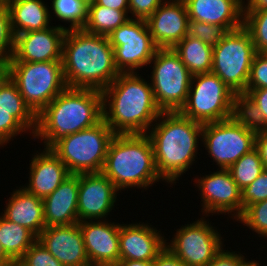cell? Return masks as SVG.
I'll use <instances>...</instances> for the list:
<instances>
[{"mask_svg":"<svg viewBox=\"0 0 267 266\" xmlns=\"http://www.w3.org/2000/svg\"><path fill=\"white\" fill-rule=\"evenodd\" d=\"M62 67L68 88L103 91L119 75L107 36L67 29L62 44Z\"/></svg>","mask_w":267,"mask_h":266,"instance_id":"1","label":"cell"},{"mask_svg":"<svg viewBox=\"0 0 267 266\" xmlns=\"http://www.w3.org/2000/svg\"><path fill=\"white\" fill-rule=\"evenodd\" d=\"M102 96L103 120L115 134H147L162 113L151 84L136 72L119 73Z\"/></svg>","mask_w":267,"mask_h":266,"instance_id":"2","label":"cell"},{"mask_svg":"<svg viewBox=\"0 0 267 266\" xmlns=\"http://www.w3.org/2000/svg\"><path fill=\"white\" fill-rule=\"evenodd\" d=\"M102 119V91L67 87L37 115L34 139L42 138L44 149H51L62 138Z\"/></svg>","mask_w":267,"mask_h":266,"instance_id":"3","label":"cell"},{"mask_svg":"<svg viewBox=\"0 0 267 266\" xmlns=\"http://www.w3.org/2000/svg\"><path fill=\"white\" fill-rule=\"evenodd\" d=\"M157 120L159 122L152 125L147 134L153 147L155 167L161 179L174 183L195 161L203 124L179 111L162 112Z\"/></svg>","mask_w":267,"mask_h":266,"instance_id":"4","label":"cell"},{"mask_svg":"<svg viewBox=\"0 0 267 266\" xmlns=\"http://www.w3.org/2000/svg\"><path fill=\"white\" fill-rule=\"evenodd\" d=\"M102 173L118 191L128 187L146 189L158 182L161 178L147 134H115L108 146Z\"/></svg>","mask_w":267,"mask_h":266,"instance_id":"5","label":"cell"},{"mask_svg":"<svg viewBox=\"0 0 267 266\" xmlns=\"http://www.w3.org/2000/svg\"><path fill=\"white\" fill-rule=\"evenodd\" d=\"M179 112L201 124L223 121L240 112V99L216 74H195Z\"/></svg>","mask_w":267,"mask_h":266,"instance_id":"6","label":"cell"},{"mask_svg":"<svg viewBox=\"0 0 267 266\" xmlns=\"http://www.w3.org/2000/svg\"><path fill=\"white\" fill-rule=\"evenodd\" d=\"M115 133L102 119L98 124L70 134L51 149L70 174L101 173Z\"/></svg>","mask_w":267,"mask_h":266,"instance_id":"7","label":"cell"},{"mask_svg":"<svg viewBox=\"0 0 267 266\" xmlns=\"http://www.w3.org/2000/svg\"><path fill=\"white\" fill-rule=\"evenodd\" d=\"M8 76L36 115L67 88L62 61H9Z\"/></svg>","mask_w":267,"mask_h":266,"instance_id":"8","label":"cell"},{"mask_svg":"<svg viewBox=\"0 0 267 266\" xmlns=\"http://www.w3.org/2000/svg\"><path fill=\"white\" fill-rule=\"evenodd\" d=\"M255 54L251 35L244 27L229 31L213 47L211 72L216 74L239 99L245 94Z\"/></svg>","mask_w":267,"mask_h":266,"instance_id":"9","label":"cell"},{"mask_svg":"<svg viewBox=\"0 0 267 266\" xmlns=\"http://www.w3.org/2000/svg\"><path fill=\"white\" fill-rule=\"evenodd\" d=\"M256 131L239 112L230 119L203 124L200 139L220 169H228L255 148Z\"/></svg>","mask_w":267,"mask_h":266,"instance_id":"10","label":"cell"},{"mask_svg":"<svg viewBox=\"0 0 267 266\" xmlns=\"http://www.w3.org/2000/svg\"><path fill=\"white\" fill-rule=\"evenodd\" d=\"M152 61L150 84L156 104L162 112L180 111L186 103L193 75L173 48H158L150 64Z\"/></svg>","mask_w":267,"mask_h":266,"instance_id":"11","label":"cell"},{"mask_svg":"<svg viewBox=\"0 0 267 266\" xmlns=\"http://www.w3.org/2000/svg\"><path fill=\"white\" fill-rule=\"evenodd\" d=\"M108 39L113 47L114 64L119 73H133L147 66L158 49L144 19L131 17L115 29Z\"/></svg>","mask_w":267,"mask_h":266,"instance_id":"12","label":"cell"},{"mask_svg":"<svg viewBox=\"0 0 267 266\" xmlns=\"http://www.w3.org/2000/svg\"><path fill=\"white\" fill-rule=\"evenodd\" d=\"M205 219L176 230L168 248L186 266H207L223 249L222 237ZM217 231V232H216Z\"/></svg>","mask_w":267,"mask_h":266,"instance_id":"13","label":"cell"},{"mask_svg":"<svg viewBox=\"0 0 267 266\" xmlns=\"http://www.w3.org/2000/svg\"><path fill=\"white\" fill-rule=\"evenodd\" d=\"M195 181L201 190L202 212L205 215L216 212H230L232 215L233 212L236 220L242 215V192L227 169H220Z\"/></svg>","mask_w":267,"mask_h":266,"instance_id":"14","label":"cell"},{"mask_svg":"<svg viewBox=\"0 0 267 266\" xmlns=\"http://www.w3.org/2000/svg\"><path fill=\"white\" fill-rule=\"evenodd\" d=\"M67 28L52 26L15 35L14 51L9 61H62V44Z\"/></svg>","mask_w":267,"mask_h":266,"instance_id":"15","label":"cell"},{"mask_svg":"<svg viewBox=\"0 0 267 266\" xmlns=\"http://www.w3.org/2000/svg\"><path fill=\"white\" fill-rule=\"evenodd\" d=\"M118 190L101 172L79 174L78 220H103L114 208Z\"/></svg>","mask_w":267,"mask_h":266,"instance_id":"16","label":"cell"},{"mask_svg":"<svg viewBox=\"0 0 267 266\" xmlns=\"http://www.w3.org/2000/svg\"><path fill=\"white\" fill-rule=\"evenodd\" d=\"M145 21L158 48H173L188 35L189 16L183 0L164 1Z\"/></svg>","mask_w":267,"mask_h":266,"instance_id":"17","label":"cell"},{"mask_svg":"<svg viewBox=\"0 0 267 266\" xmlns=\"http://www.w3.org/2000/svg\"><path fill=\"white\" fill-rule=\"evenodd\" d=\"M83 234L88 260L92 266H115L120 260V224L108 221L78 223Z\"/></svg>","mask_w":267,"mask_h":266,"instance_id":"18","label":"cell"},{"mask_svg":"<svg viewBox=\"0 0 267 266\" xmlns=\"http://www.w3.org/2000/svg\"><path fill=\"white\" fill-rule=\"evenodd\" d=\"M37 240L64 266L90 265L78 223L45 227Z\"/></svg>","mask_w":267,"mask_h":266,"instance_id":"19","label":"cell"},{"mask_svg":"<svg viewBox=\"0 0 267 266\" xmlns=\"http://www.w3.org/2000/svg\"><path fill=\"white\" fill-rule=\"evenodd\" d=\"M148 224H120V260L152 262L166 247V239Z\"/></svg>","mask_w":267,"mask_h":266,"instance_id":"20","label":"cell"},{"mask_svg":"<svg viewBox=\"0 0 267 266\" xmlns=\"http://www.w3.org/2000/svg\"><path fill=\"white\" fill-rule=\"evenodd\" d=\"M189 20L224 27L228 32L243 27V0H183Z\"/></svg>","mask_w":267,"mask_h":266,"instance_id":"21","label":"cell"},{"mask_svg":"<svg viewBox=\"0 0 267 266\" xmlns=\"http://www.w3.org/2000/svg\"><path fill=\"white\" fill-rule=\"evenodd\" d=\"M78 189L79 174H71L54 192L43 199L46 227L79 223Z\"/></svg>","mask_w":267,"mask_h":266,"instance_id":"22","label":"cell"},{"mask_svg":"<svg viewBox=\"0 0 267 266\" xmlns=\"http://www.w3.org/2000/svg\"><path fill=\"white\" fill-rule=\"evenodd\" d=\"M44 150L41 153H36L32 158L29 183L27 187H23L41 199L54 192L71 175L52 149Z\"/></svg>","mask_w":267,"mask_h":266,"instance_id":"23","label":"cell"},{"mask_svg":"<svg viewBox=\"0 0 267 266\" xmlns=\"http://www.w3.org/2000/svg\"><path fill=\"white\" fill-rule=\"evenodd\" d=\"M11 195L2 216L8 221L27 228L38 237L46 227L43 199L36 197L23 187L13 191Z\"/></svg>","mask_w":267,"mask_h":266,"instance_id":"24","label":"cell"},{"mask_svg":"<svg viewBox=\"0 0 267 266\" xmlns=\"http://www.w3.org/2000/svg\"><path fill=\"white\" fill-rule=\"evenodd\" d=\"M42 0H10L7 3L13 35L43 30L49 26L50 13Z\"/></svg>","mask_w":267,"mask_h":266,"instance_id":"25","label":"cell"},{"mask_svg":"<svg viewBox=\"0 0 267 266\" xmlns=\"http://www.w3.org/2000/svg\"><path fill=\"white\" fill-rule=\"evenodd\" d=\"M173 50L179 55L192 75L211 72L212 46L187 35L173 47Z\"/></svg>","mask_w":267,"mask_h":266,"instance_id":"26","label":"cell"},{"mask_svg":"<svg viewBox=\"0 0 267 266\" xmlns=\"http://www.w3.org/2000/svg\"><path fill=\"white\" fill-rule=\"evenodd\" d=\"M0 108L11 112V115L26 129L35 134L37 115L25 103L16 84L8 76L0 84Z\"/></svg>","mask_w":267,"mask_h":266,"instance_id":"27","label":"cell"},{"mask_svg":"<svg viewBox=\"0 0 267 266\" xmlns=\"http://www.w3.org/2000/svg\"><path fill=\"white\" fill-rule=\"evenodd\" d=\"M36 241L37 237L30 230L0 216V243L15 263Z\"/></svg>","mask_w":267,"mask_h":266,"instance_id":"28","label":"cell"},{"mask_svg":"<svg viewBox=\"0 0 267 266\" xmlns=\"http://www.w3.org/2000/svg\"><path fill=\"white\" fill-rule=\"evenodd\" d=\"M128 12L100 6L95 2L89 3L87 4V20L83 29L92 34L108 37L130 19Z\"/></svg>","mask_w":267,"mask_h":266,"instance_id":"29","label":"cell"},{"mask_svg":"<svg viewBox=\"0 0 267 266\" xmlns=\"http://www.w3.org/2000/svg\"><path fill=\"white\" fill-rule=\"evenodd\" d=\"M240 113L256 130H267V87L246 89L240 98Z\"/></svg>","mask_w":267,"mask_h":266,"instance_id":"30","label":"cell"},{"mask_svg":"<svg viewBox=\"0 0 267 266\" xmlns=\"http://www.w3.org/2000/svg\"><path fill=\"white\" fill-rule=\"evenodd\" d=\"M237 186L243 190L250 185L264 170L263 162L258 151L254 148L244 154L227 169Z\"/></svg>","mask_w":267,"mask_h":266,"instance_id":"31","label":"cell"},{"mask_svg":"<svg viewBox=\"0 0 267 266\" xmlns=\"http://www.w3.org/2000/svg\"><path fill=\"white\" fill-rule=\"evenodd\" d=\"M52 10L59 20L71 23L67 29H80L86 24L87 3L84 0H53Z\"/></svg>","mask_w":267,"mask_h":266,"instance_id":"32","label":"cell"},{"mask_svg":"<svg viewBox=\"0 0 267 266\" xmlns=\"http://www.w3.org/2000/svg\"><path fill=\"white\" fill-rule=\"evenodd\" d=\"M243 27L251 35L256 52L267 50V8L244 11Z\"/></svg>","mask_w":267,"mask_h":266,"instance_id":"33","label":"cell"},{"mask_svg":"<svg viewBox=\"0 0 267 266\" xmlns=\"http://www.w3.org/2000/svg\"><path fill=\"white\" fill-rule=\"evenodd\" d=\"M260 236L267 237V199L249 205L237 219Z\"/></svg>","mask_w":267,"mask_h":266,"instance_id":"34","label":"cell"},{"mask_svg":"<svg viewBox=\"0 0 267 266\" xmlns=\"http://www.w3.org/2000/svg\"><path fill=\"white\" fill-rule=\"evenodd\" d=\"M227 33L228 31L219 25L201 21H188V35L212 47L216 46Z\"/></svg>","mask_w":267,"mask_h":266,"instance_id":"35","label":"cell"},{"mask_svg":"<svg viewBox=\"0 0 267 266\" xmlns=\"http://www.w3.org/2000/svg\"><path fill=\"white\" fill-rule=\"evenodd\" d=\"M10 14L6 3H0V59L10 60L14 51Z\"/></svg>","mask_w":267,"mask_h":266,"instance_id":"36","label":"cell"},{"mask_svg":"<svg viewBox=\"0 0 267 266\" xmlns=\"http://www.w3.org/2000/svg\"><path fill=\"white\" fill-rule=\"evenodd\" d=\"M16 266H64L37 240L16 263Z\"/></svg>","mask_w":267,"mask_h":266,"instance_id":"37","label":"cell"},{"mask_svg":"<svg viewBox=\"0 0 267 266\" xmlns=\"http://www.w3.org/2000/svg\"><path fill=\"white\" fill-rule=\"evenodd\" d=\"M242 192V213L253 203L267 199V169L255 179L250 185L245 187Z\"/></svg>","mask_w":267,"mask_h":266,"instance_id":"38","label":"cell"},{"mask_svg":"<svg viewBox=\"0 0 267 266\" xmlns=\"http://www.w3.org/2000/svg\"><path fill=\"white\" fill-rule=\"evenodd\" d=\"M267 87V54L256 52L250 68L246 89H263Z\"/></svg>","mask_w":267,"mask_h":266,"instance_id":"39","label":"cell"},{"mask_svg":"<svg viewBox=\"0 0 267 266\" xmlns=\"http://www.w3.org/2000/svg\"><path fill=\"white\" fill-rule=\"evenodd\" d=\"M25 131L27 130L11 115V112L0 108V146Z\"/></svg>","mask_w":267,"mask_h":266,"instance_id":"40","label":"cell"},{"mask_svg":"<svg viewBox=\"0 0 267 266\" xmlns=\"http://www.w3.org/2000/svg\"><path fill=\"white\" fill-rule=\"evenodd\" d=\"M165 0H129V12L136 19L146 20Z\"/></svg>","mask_w":267,"mask_h":266,"instance_id":"41","label":"cell"},{"mask_svg":"<svg viewBox=\"0 0 267 266\" xmlns=\"http://www.w3.org/2000/svg\"><path fill=\"white\" fill-rule=\"evenodd\" d=\"M245 258L238 252H230L221 250L207 266H241L245 262Z\"/></svg>","mask_w":267,"mask_h":266,"instance_id":"42","label":"cell"},{"mask_svg":"<svg viewBox=\"0 0 267 266\" xmlns=\"http://www.w3.org/2000/svg\"><path fill=\"white\" fill-rule=\"evenodd\" d=\"M152 266H186L168 248H164L152 261Z\"/></svg>","mask_w":267,"mask_h":266,"instance_id":"43","label":"cell"},{"mask_svg":"<svg viewBox=\"0 0 267 266\" xmlns=\"http://www.w3.org/2000/svg\"><path fill=\"white\" fill-rule=\"evenodd\" d=\"M255 149L259 153L264 169H267V130L256 131Z\"/></svg>","mask_w":267,"mask_h":266,"instance_id":"44","label":"cell"},{"mask_svg":"<svg viewBox=\"0 0 267 266\" xmlns=\"http://www.w3.org/2000/svg\"><path fill=\"white\" fill-rule=\"evenodd\" d=\"M94 2L110 9L129 11V0H95Z\"/></svg>","mask_w":267,"mask_h":266,"instance_id":"45","label":"cell"},{"mask_svg":"<svg viewBox=\"0 0 267 266\" xmlns=\"http://www.w3.org/2000/svg\"><path fill=\"white\" fill-rule=\"evenodd\" d=\"M266 8L267 0H247V3H244V11H260Z\"/></svg>","mask_w":267,"mask_h":266,"instance_id":"46","label":"cell"},{"mask_svg":"<svg viewBox=\"0 0 267 266\" xmlns=\"http://www.w3.org/2000/svg\"><path fill=\"white\" fill-rule=\"evenodd\" d=\"M115 266H152L150 261L119 260Z\"/></svg>","mask_w":267,"mask_h":266,"instance_id":"47","label":"cell"},{"mask_svg":"<svg viewBox=\"0 0 267 266\" xmlns=\"http://www.w3.org/2000/svg\"><path fill=\"white\" fill-rule=\"evenodd\" d=\"M0 266H16V263L6 254L0 243Z\"/></svg>","mask_w":267,"mask_h":266,"instance_id":"48","label":"cell"},{"mask_svg":"<svg viewBox=\"0 0 267 266\" xmlns=\"http://www.w3.org/2000/svg\"><path fill=\"white\" fill-rule=\"evenodd\" d=\"M9 61L0 59V84L8 77Z\"/></svg>","mask_w":267,"mask_h":266,"instance_id":"49","label":"cell"},{"mask_svg":"<svg viewBox=\"0 0 267 266\" xmlns=\"http://www.w3.org/2000/svg\"><path fill=\"white\" fill-rule=\"evenodd\" d=\"M241 266H258V263L256 260L251 262L246 260Z\"/></svg>","mask_w":267,"mask_h":266,"instance_id":"50","label":"cell"},{"mask_svg":"<svg viewBox=\"0 0 267 266\" xmlns=\"http://www.w3.org/2000/svg\"><path fill=\"white\" fill-rule=\"evenodd\" d=\"M10 0H0V3H8Z\"/></svg>","mask_w":267,"mask_h":266,"instance_id":"51","label":"cell"},{"mask_svg":"<svg viewBox=\"0 0 267 266\" xmlns=\"http://www.w3.org/2000/svg\"><path fill=\"white\" fill-rule=\"evenodd\" d=\"M87 4L94 2L95 0H84Z\"/></svg>","mask_w":267,"mask_h":266,"instance_id":"52","label":"cell"}]
</instances>
